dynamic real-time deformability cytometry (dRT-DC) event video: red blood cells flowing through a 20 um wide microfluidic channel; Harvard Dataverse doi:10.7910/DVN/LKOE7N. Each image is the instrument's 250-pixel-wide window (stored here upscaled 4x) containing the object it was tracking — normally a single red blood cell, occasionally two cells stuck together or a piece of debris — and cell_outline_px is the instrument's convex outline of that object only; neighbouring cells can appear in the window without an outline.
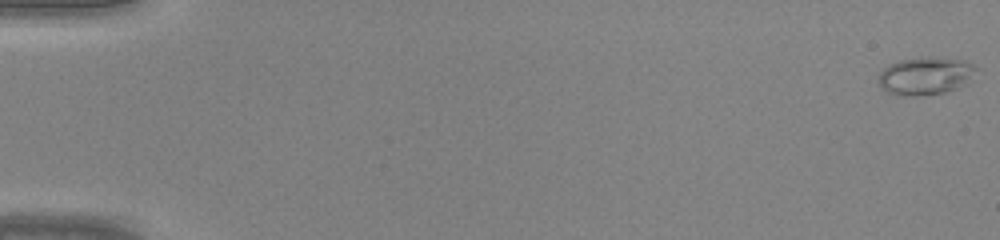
{"species": "common noctule bat (a hibernating species)", "species_latin": "Nyctalus noctula", "temperature_condition": "warm", "stored_images_in_passage": 37, "camera_frame_rate_fps": 3000, "um_per_image_px": 0.085, "animal": {"sex": "male", "body_mass_g": 20.0, "forearm_length_mm": 53.3}, "frame": {"image": 1, "passage_image": 1, "time_ms": 0.0, "image_size_px": [1000, 240], "cell_outline_px": [[976, 68], [968, 84], [944, 92], [924, 96], [896, 96], [888, 92], [880, 84], [880, 72], [888, 64], [900, 60], [924, 56], [928, 56], [964, 60], [972, 64]], "centroid_in_image_um": [78.66, 6.45], "position_along_channel_um": 6.3, "area_um2": 21.62}}
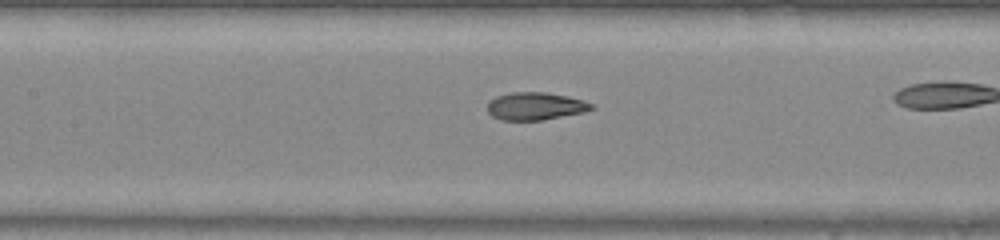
{"frame": {"image": 2, "passage_image": 23, "time_ms": 7.333, "image_size_px": [1000, 240], "cell_outline_px": [[596, 108], [584, 112], [540, 120], [500, 120], [492, 116], [488, 112], [488, 100], [496, 96], [512, 92], [548, 92], [568, 96], [584, 100], [592, 104]], "centroid_in_image_um": [45.5, 9.01], "position_along_channel_um": 161.9, "area_um2": 16.88}}
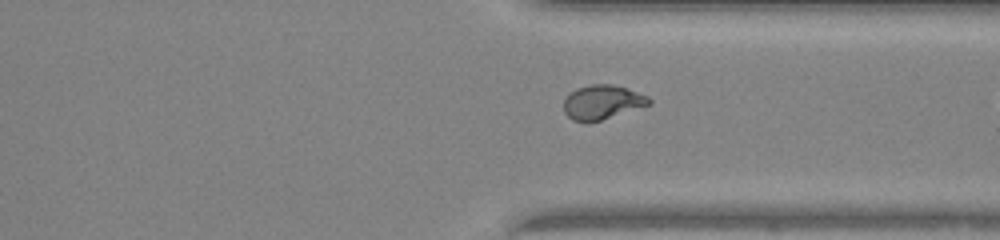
{"frame": {"image": 3, "passage_image": 36, "time_ms": 11.667, "image_size_px": [1000, 240], "cell_outline_px": [[652, 104], [588, 124], [572, 120], [564, 112], [564, 100], [576, 88], [592, 84], [612, 84], [648, 96], [652, 100]], "centroid_in_image_um": [51.18, 8.71], "position_along_channel_um": 360.2, "area_um2": 17.05}}